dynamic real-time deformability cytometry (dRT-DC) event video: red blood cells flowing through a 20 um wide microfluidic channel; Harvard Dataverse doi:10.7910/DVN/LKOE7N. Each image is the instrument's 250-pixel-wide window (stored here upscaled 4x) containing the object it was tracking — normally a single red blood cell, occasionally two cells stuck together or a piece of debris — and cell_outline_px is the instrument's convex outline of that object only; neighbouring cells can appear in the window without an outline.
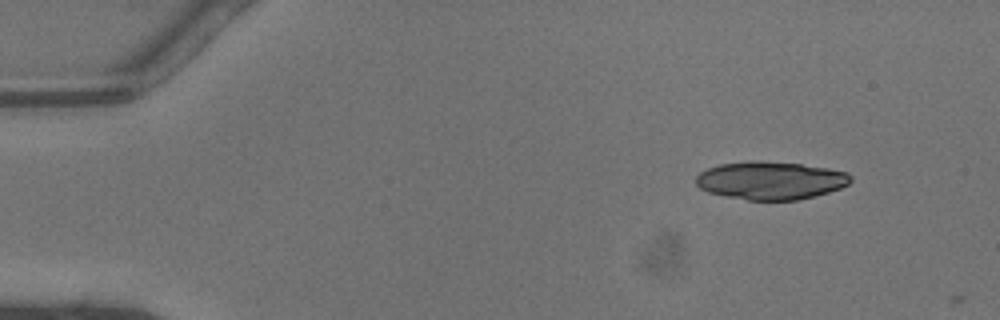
{"species": "common noctule bat (a hibernating species)", "species_latin": "Nyctalus noctula", "temperature_condition": "warm", "stored_images_in_passage": 6, "camera_frame_rate_fps": 3000, "um_per_image_px": 0.085, "animal": {"sex": "male", "body_mass_g": 13.3}, "frame": {"image": 1, "passage_image": 2, "time_ms": 0.333, "image_size_px": [1000, 320], "cell_outline_px": [[852, 180], [848, 184], [840, 188], [828, 192], [796, 200], [748, 200], [708, 192], [700, 188], [696, 184], [696, 176], [700, 172], [708, 168], [720, 164], [756, 160], [800, 164], [828, 168], [848, 172], [852, 176]], "centroid_in_image_um": [65.51, 15.33], "position_along_channel_um": 19.5, "area_um2": 34.1}}